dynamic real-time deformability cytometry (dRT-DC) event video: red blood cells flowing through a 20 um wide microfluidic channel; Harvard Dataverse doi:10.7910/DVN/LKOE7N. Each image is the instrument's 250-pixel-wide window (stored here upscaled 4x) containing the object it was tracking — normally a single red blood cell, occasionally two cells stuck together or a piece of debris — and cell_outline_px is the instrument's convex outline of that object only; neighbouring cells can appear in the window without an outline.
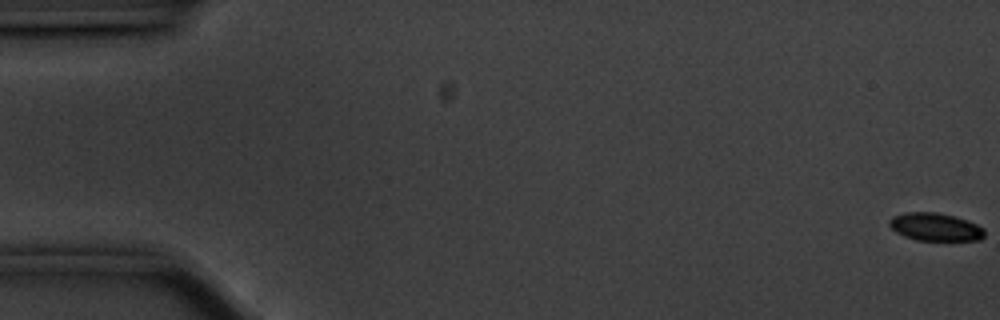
{"species": "common noctule bat (a hibernating species)", "species_latin": "Nyctalus noctula", "temperature_condition": "cold", "stored_images_in_passage": 58, "camera_frame_rate_fps": 3000, "um_per_image_px": 0.085, "animal": {"sex": "male", "body_mass_g": 20.1, "forearm_length_mm": 53.5}, "frame": {"image": 1, "passage_image": 1, "time_ms": 0.0, "image_size_px": [1000, 320], "cell_outline_px": [[984, 236], [980, 240], [916, 240], [904, 236], [896, 232], [888, 224], [888, 220], [892, 216], [904, 212], [936, 212], [968, 220], [984, 228]], "centroid_in_image_um": [79.47, 19.28], "position_along_channel_um": 5.5, "area_um2": 15.49}}
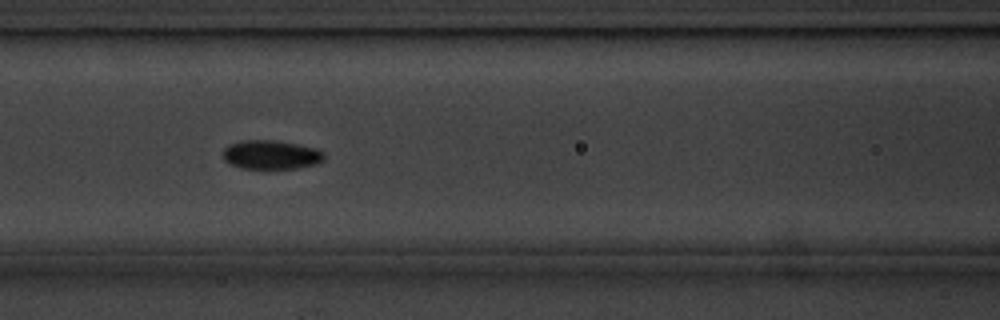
{"frame": {"image": 2, "passage_image": 25, "time_ms": 8.0, "image_size_px": [1000, 320], "cell_outline_px": [[324, 160], [316, 164], [296, 168], [268, 172], [240, 168], [224, 160], [224, 148], [228, 144], [240, 140], [276, 140], [316, 148], [324, 152]], "centroid_in_image_um": [23.03, 13.2], "position_along_channel_um": 143.6, "area_um2": 17.86}}
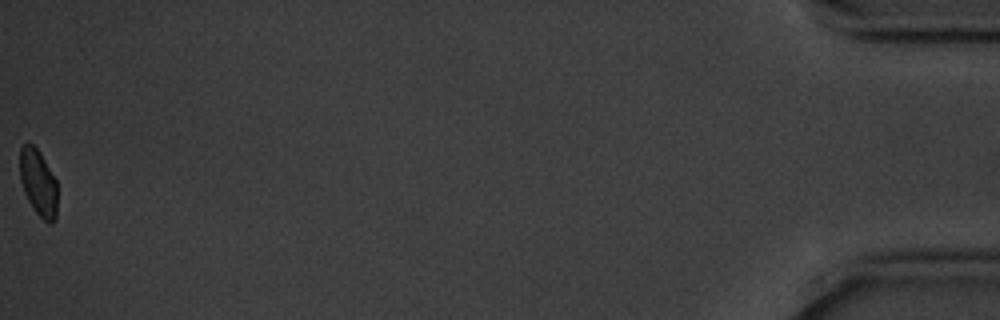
{"frame": {"image": 3, "passage_image": 58, "time_ms": 19.0, "image_size_px": [1000, 320], "cell_outline_px": [[56, 220], [52, 224], [48, 224], [36, 212], [28, 200], [24, 192], [20, 180], [20, 148], [28, 140], [40, 152], [56, 180]], "centroid_in_image_um": [3.24, 15.52], "position_along_channel_um": 432.0, "area_um2": 14.57}}